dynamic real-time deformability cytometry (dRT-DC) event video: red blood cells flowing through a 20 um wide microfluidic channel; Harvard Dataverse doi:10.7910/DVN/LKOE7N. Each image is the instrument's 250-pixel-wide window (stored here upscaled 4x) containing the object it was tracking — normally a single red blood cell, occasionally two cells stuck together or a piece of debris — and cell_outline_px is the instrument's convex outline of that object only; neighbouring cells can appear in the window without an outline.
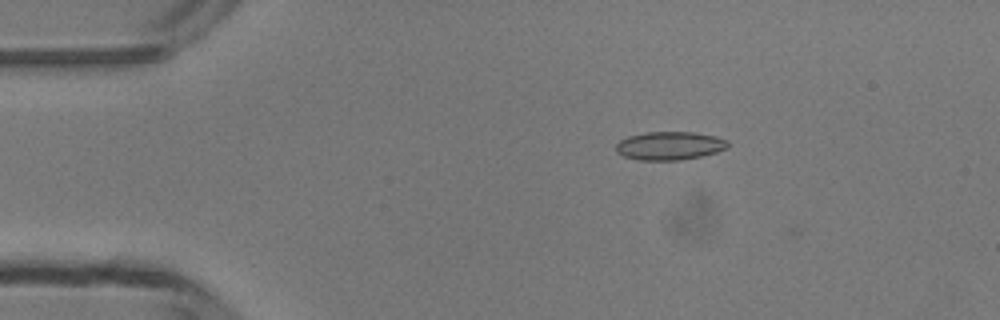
{"species": "common noctule bat (a hibernating species)", "species_latin": "Nyctalus noctula", "temperature_condition": "room temperature", "stored_images_in_passage": 42, "camera_frame_rate_fps": 3000, "um_per_image_px": 0.085, "animal": {"sex": "male", "body_mass_g": 13.3}, "frame": {"image": 1, "passage_image": 2, "time_ms": 0.333, "image_size_px": [1000, 320], "cell_outline_px": [[728, 148], [716, 152], [700, 156], [680, 160], [640, 160], [624, 156], [616, 152], [616, 144], [620, 140], [628, 136], [644, 132], [692, 132], [716, 136], [728, 140]], "centroid_in_image_um": [56.91, 12.38], "position_along_channel_um": 28.1, "area_um2": 18.5}}
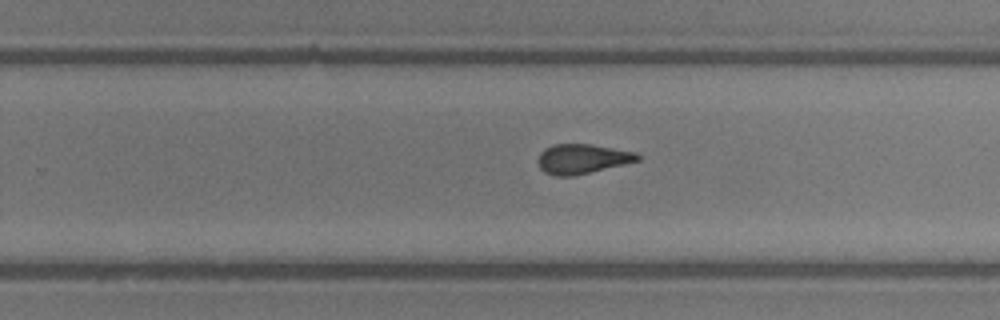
{"frame": {"image": 2, "passage_image": 24, "time_ms": 7.667, "image_size_px": [1000, 320], "cell_outline_px": [[640, 160], [624, 164], [572, 176], [556, 176], [544, 172], [540, 168], [536, 160], [540, 152], [544, 148], [552, 144], [592, 144], [636, 152], [640, 156]], "centroid_in_image_um": [49.45, 13.49], "position_along_channel_um": 280.4, "area_um2": 17.28}}
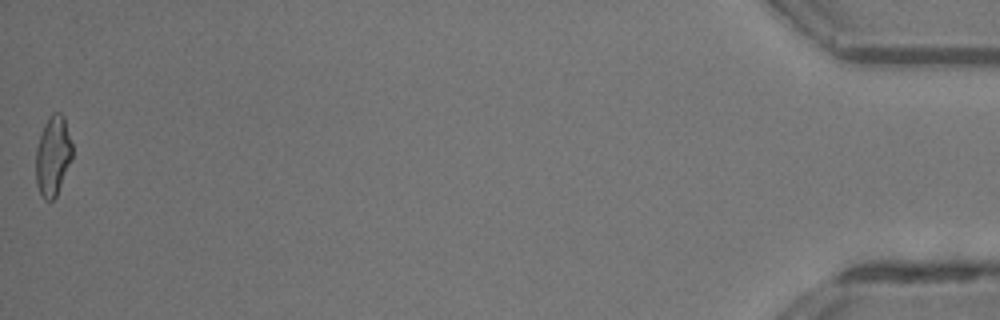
{"frame": {"image": 3, "passage_image": 42, "time_ms": 13.667, "image_size_px": [1000, 320], "cell_outline_px": [[72, 160], [56, 196], [52, 200], [44, 200], [36, 184], [36, 148], [44, 124], [48, 116], [52, 112], [60, 112], [64, 116], [72, 144]], "centroid_in_image_um": [4.5, 13.23], "position_along_channel_um": 430.7, "area_um2": 17.05}, "authors_computed_cell_mechanics": {"area_um2": 17.5423, "velocity_mm_per_s": 4.2198, "shape_relaxation_time_tau1_ms": 3.6957, "shape_relaxation_time_tau2_ms": 2.1057, "deformation_change_tau1": 0.1393, "deformation_change_tau2": 0.1031}}